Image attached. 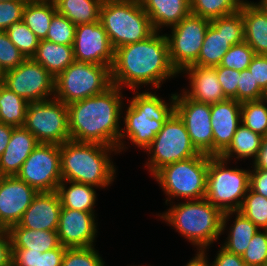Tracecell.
Instances as JSON below:
<instances>
[{
    "instance_id": "obj_46",
    "label": "cell",
    "mask_w": 267,
    "mask_h": 266,
    "mask_svg": "<svg viewBox=\"0 0 267 266\" xmlns=\"http://www.w3.org/2000/svg\"><path fill=\"white\" fill-rule=\"evenodd\" d=\"M248 70L251 72L254 81L267 94V55L255 54Z\"/></svg>"
},
{
    "instance_id": "obj_19",
    "label": "cell",
    "mask_w": 267,
    "mask_h": 266,
    "mask_svg": "<svg viewBox=\"0 0 267 266\" xmlns=\"http://www.w3.org/2000/svg\"><path fill=\"white\" fill-rule=\"evenodd\" d=\"M94 212H84L61 207L57 234L62 246L66 248L93 247L97 224Z\"/></svg>"
},
{
    "instance_id": "obj_13",
    "label": "cell",
    "mask_w": 267,
    "mask_h": 266,
    "mask_svg": "<svg viewBox=\"0 0 267 266\" xmlns=\"http://www.w3.org/2000/svg\"><path fill=\"white\" fill-rule=\"evenodd\" d=\"M244 41V22L240 10L210 21L199 57L193 65L218 66L227 50Z\"/></svg>"
},
{
    "instance_id": "obj_38",
    "label": "cell",
    "mask_w": 267,
    "mask_h": 266,
    "mask_svg": "<svg viewBox=\"0 0 267 266\" xmlns=\"http://www.w3.org/2000/svg\"><path fill=\"white\" fill-rule=\"evenodd\" d=\"M76 25L67 17L56 12L50 22L45 40L56 44L73 45Z\"/></svg>"
},
{
    "instance_id": "obj_2",
    "label": "cell",
    "mask_w": 267,
    "mask_h": 266,
    "mask_svg": "<svg viewBox=\"0 0 267 266\" xmlns=\"http://www.w3.org/2000/svg\"><path fill=\"white\" fill-rule=\"evenodd\" d=\"M122 89L112 85L105 92L67 105L70 138L118 149L123 105Z\"/></svg>"
},
{
    "instance_id": "obj_29",
    "label": "cell",
    "mask_w": 267,
    "mask_h": 266,
    "mask_svg": "<svg viewBox=\"0 0 267 266\" xmlns=\"http://www.w3.org/2000/svg\"><path fill=\"white\" fill-rule=\"evenodd\" d=\"M68 183L69 187H67ZM94 188L97 187L75 181L62 180L57 188L61 206L84 212H95L94 206L97 196Z\"/></svg>"
},
{
    "instance_id": "obj_23",
    "label": "cell",
    "mask_w": 267,
    "mask_h": 266,
    "mask_svg": "<svg viewBox=\"0 0 267 266\" xmlns=\"http://www.w3.org/2000/svg\"><path fill=\"white\" fill-rule=\"evenodd\" d=\"M36 137L24 127L12 130L9 143L0 157V168L5 176H16L22 164L37 147Z\"/></svg>"
},
{
    "instance_id": "obj_47",
    "label": "cell",
    "mask_w": 267,
    "mask_h": 266,
    "mask_svg": "<svg viewBox=\"0 0 267 266\" xmlns=\"http://www.w3.org/2000/svg\"><path fill=\"white\" fill-rule=\"evenodd\" d=\"M39 251L24 248H12L11 266H38Z\"/></svg>"
},
{
    "instance_id": "obj_30",
    "label": "cell",
    "mask_w": 267,
    "mask_h": 266,
    "mask_svg": "<svg viewBox=\"0 0 267 266\" xmlns=\"http://www.w3.org/2000/svg\"><path fill=\"white\" fill-rule=\"evenodd\" d=\"M56 12L53 0H28L23 9L22 20L39 40H45Z\"/></svg>"
},
{
    "instance_id": "obj_42",
    "label": "cell",
    "mask_w": 267,
    "mask_h": 266,
    "mask_svg": "<svg viewBox=\"0 0 267 266\" xmlns=\"http://www.w3.org/2000/svg\"><path fill=\"white\" fill-rule=\"evenodd\" d=\"M26 57L10 41L6 31H0V67L4 71L18 67Z\"/></svg>"
},
{
    "instance_id": "obj_6",
    "label": "cell",
    "mask_w": 267,
    "mask_h": 266,
    "mask_svg": "<svg viewBox=\"0 0 267 266\" xmlns=\"http://www.w3.org/2000/svg\"><path fill=\"white\" fill-rule=\"evenodd\" d=\"M99 20L114 50L146 40L155 32L139 0H104Z\"/></svg>"
},
{
    "instance_id": "obj_11",
    "label": "cell",
    "mask_w": 267,
    "mask_h": 266,
    "mask_svg": "<svg viewBox=\"0 0 267 266\" xmlns=\"http://www.w3.org/2000/svg\"><path fill=\"white\" fill-rule=\"evenodd\" d=\"M23 127L39 143L62 145L71 140L67 105L56 98L29 103Z\"/></svg>"
},
{
    "instance_id": "obj_25",
    "label": "cell",
    "mask_w": 267,
    "mask_h": 266,
    "mask_svg": "<svg viewBox=\"0 0 267 266\" xmlns=\"http://www.w3.org/2000/svg\"><path fill=\"white\" fill-rule=\"evenodd\" d=\"M154 31L173 27L191 13L190 0H139Z\"/></svg>"
},
{
    "instance_id": "obj_21",
    "label": "cell",
    "mask_w": 267,
    "mask_h": 266,
    "mask_svg": "<svg viewBox=\"0 0 267 266\" xmlns=\"http://www.w3.org/2000/svg\"><path fill=\"white\" fill-rule=\"evenodd\" d=\"M61 207L57 191L38 192L18 224L33 230L57 231Z\"/></svg>"
},
{
    "instance_id": "obj_41",
    "label": "cell",
    "mask_w": 267,
    "mask_h": 266,
    "mask_svg": "<svg viewBox=\"0 0 267 266\" xmlns=\"http://www.w3.org/2000/svg\"><path fill=\"white\" fill-rule=\"evenodd\" d=\"M105 261L99 255L98 250L88 248H66L62 266H105Z\"/></svg>"
},
{
    "instance_id": "obj_57",
    "label": "cell",
    "mask_w": 267,
    "mask_h": 266,
    "mask_svg": "<svg viewBox=\"0 0 267 266\" xmlns=\"http://www.w3.org/2000/svg\"><path fill=\"white\" fill-rule=\"evenodd\" d=\"M259 2H261L263 6L267 9V0H260Z\"/></svg>"
},
{
    "instance_id": "obj_16",
    "label": "cell",
    "mask_w": 267,
    "mask_h": 266,
    "mask_svg": "<svg viewBox=\"0 0 267 266\" xmlns=\"http://www.w3.org/2000/svg\"><path fill=\"white\" fill-rule=\"evenodd\" d=\"M175 112L183 120L193 146L199 153L213 156L211 104L175 93Z\"/></svg>"
},
{
    "instance_id": "obj_44",
    "label": "cell",
    "mask_w": 267,
    "mask_h": 266,
    "mask_svg": "<svg viewBox=\"0 0 267 266\" xmlns=\"http://www.w3.org/2000/svg\"><path fill=\"white\" fill-rule=\"evenodd\" d=\"M27 1L15 0L0 2V31H6L12 23L22 20L23 9Z\"/></svg>"
},
{
    "instance_id": "obj_18",
    "label": "cell",
    "mask_w": 267,
    "mask_h": 266,
    "mask_svg": "<svg viewBox=\"0 0 267 266\" xmlns=\"http://www.w3.org/2000/svg\"><path fill=\"white\" fill-rule=\"evenodd\" d=\"M37 194L17 176H6L0 186V229L18 224Z\"/></svg>"
},
{
    "instance_id": "obj_15",
    "label": "cell",
    "mask_w": 267,
    "mask_h": 266,
    "mask_svg": "<svg viewBox=\"0 0 267 266\" xmlns=\"http://www.w3.org/2000/svg\"><path fill=\"white\" fill-rule=\"evenodd\" d=\"M3 84L28 103L54 98L55 78L32 58H26L18 67L5 71Z\"/></svg>"
},
{
    "instance_id": "obj_5",
    "label": "cell",
    "mask_w": 267,
    "mask_h": 266,
    "mask_svg": "<svg viewBox=\"0 0 267 266\" xmlns=\"http://www.w3.org/2000/svg\"><path fill=\"white\" fill-rule=\"evenodd\" d=\"M223 212L205 198L173 205L158 217L172 225L185 239L206 252L222 232ZM208 246V247H207Z\"/></svg>"
},
{
    "instance_id": "obj_51",
    "label": "cell",
    "mask_w": 267,
    "mask_h": 266,
    "mask_svg": "<svg viewBox=\"0 0 267 266\" xmlns=\"http://www.w3.org/2000/svg\"><path fill=\"white\" fill-rule=\"evenodd\" d=\"M12 247L7 230L0 229V266H11Z\"/></svg>"
},
{
    "instance_id": "obj_4",
    "label": "cell",
    "mask_w": 267,
    "mask_h": 266,
    "mask_svg": "<svg viewBox=\"0 0 267 266\" xmlns=\"http://www.w3.org/2000/svg\"><path fill=\"white\" fill-rule=\"evenodd\" d=\"M136 94L128 102L124 120V128L118 143V153L125 150L124 136L127 137L132 144L146 150L156 137V134L163 128L166 120L175 111V94H171L170 104L158 97L152 92H135ZM124 148V149H123Z\"/></svg>"
},
{
    "instance_id": "obj_20",
    "label": "cell",
    "mask_w": 267,
    "mask_h": 266,
    "mask_svg": "<svg viewBox=\"0 0 267 266\" xmlns=\"http://www.w3.org/2000/svg\"><path fill=\"white\" fill-rule=\"evenodd\" d=\"M241 124V102L234 99L211 104L213 156H220L230 145Z\"/></svg>"
},
{
    "instance_id": "obj_22",
    "label": "cell",
    "mask_w": 267,
    "mask_h": 266,
    "mask_svg": "<svg viewBox=\"0 0 267 266\" xmlns=\"http://www.w3.org/2000/svg\"><path fill=\"white\" fill-rule=\"evenodd\" d=\"M189 79V90H182L190 99L197 102L215 104L227 99L223 93L222 86L218 81L215 67H201L192 65L185 68Z\"/></svg>"
},
{
    "instance_id": "obj_56",
    "label": "cell",
    "mask_w": 267,
    "mask_h": 266,
    "mask_svg": "<svg viewBox=\"0 0 267 266\" xmlns=\"http://www.w3.org/2000/svg\"><path fill=\"white\" fill-rule=\"evenodd\" d=\"M5 177L6 176L2 173L1 168H0V186H1V183L3 182Z\"/></svg>"
},
{
    "instance_id": "obj_54",
    "label": "cell",
    "mask_w": 267,
    "mask_h": 266,
    "mask_svg": "<svg viewBox=\"0 0 267 266\" xmlns=\"http://www.w3.org/2000/svg\"><path fill=\"white\" fill-rule=\"evenodd\" d=\"M207 253L205 252H197L195 257L189 260V262L185 266H211L208 262Z\"/></svg>"
},
{
    "instance_id": "obj_39",
    "label": "cell",
    "mask_w": 267,
    "mask_h": 266,
    "mask_svg": "<svg viewBox=\"0 0 267 266\" xmlns=\"http://www.w3.org/2000/svg\"><path fill=\"white\" fill-rule=\"evenodd\" d=\"M254 55L253 49L243 41L232 45L222 57L218 66L235 69L241 72L248 68Z\"/></svg>"
},
{
    "instance_id": "obj_43",
    "label": "cell",
    "mask_w": 267,
    "mask_h": 266,
    "mask_svg": "<svg viewBox=\"0 0 267 266\" xmlns=\"http://www.w3.org/2000/svg\"><path fill=\"white\" fill-rule=\"evenodd\" d=\"M237 85L238 102L260 100L267 97V94L259 87L258 83L254 81L248 68L240 72Z\"/></svg>"
},
{
    "instance_id": "obj_53",
    "label": "cell",
    "mask_w": 267,
    "mask_h": 266,
    "mask_svg": "<svg viewBox=\"0 0 267 266\" xmlns=\"http://www.w3.org/2000/svg\"><path fill=\"white\" fill-rule=\"evenodd\" d=\"M15 127L0 122V157L9 143L12 130Z\"/></svg>"
},
{
    "instance_id": "obj_31",
    "label": "cell",
    "mask_w": 267,
    "mask_h": 266,
    "mask_svg": "<svg viewBox=\"0 0 267 266\" xmlns=\"http://www.w3.org/2000/svg\"><path fill=\"white\" fill-rule=\"evenodd\" d=\"M59 14L67 17L73 24L97 22L104 0H53Z\"/></svg>"
},
{
    "instance_id": "obj_37",
    "label": "cell",
    "mask_w": 267,
    "mask_h": 266,
    "mask_svg": "<svg viewBox=\"0 0 267 266\" xmlns=\"http://www.w3.org/2000/svg\"><path fill=\"white\" fill-rule=\"evenodd\" d=\"M10 41L24 54L31 58L38 47L39 39L23 20L12 23L6 30Z\"/></svg>"
},
{
    "instance_id": "obj_17",
    "label": "cell",
    "mask_w": 267,
    "mask_h": 266,
    "mask_svg": "<svg viewBox=\"0 0 267 266\" xmlns=\"http://www.w3.org/2000/svg\"><path fill=\"white\" fill-rule=\"evenodd\" d=\"M72 46L75 61L110 67L113 64L114 49L100 20L76 25Z\"/></svg>"
},
{
    "instance_id": "obj_10",
    "label": "cell",
    "mask_w": 267,
    "mask_h": 266,
    "mask_svg": "<svg viewBox=\"0 0 267 266\" xmlns=\"http://www.w3.org/2000/svg\"><path fill=\"white\" fill-rule=\"evenodd\" d=\"M145 151L150 154L145 165L152 176L165 165L200 154L193 146L183 120L175 111Z\"/></svg>"
},
{
    "instance_id": "obj_49",
    "label": "cell",
    "mask_w": 267,
    "mask_h": 266,
    "mask_svg": "<svg viewBox=\"0 0 267 266\" xmlns=\"http://www.w3.org/2000/svg\"><path fill=\"white\" fill-rule=\"evenodd\" d=\"M66 247L60 246L55 249L39 254L38 266H62V260Z\"/></svg>"
},
{
    "instance_id": "obj_27",
    "label": "cell",
    "mask_w": 267,
    "mask_h": 266,
    "mask_svg": "<svg viewBox=\"0 0 267 266\" xmlns=\"http://www.w3.org/2000/svg\"><path fill=\"white\" fill-rule=\"evenodd\" d=\"M31 58L41 64L54 78L75 61L72 45L56 44L48 40L39 41Z\"/></svg>"
},
{
    "instance_id": "obj_55",
    "label": "cell",
    "mask_w": 267,
    "mask_h": 266,
    "mask_svg": "<svg viewBox=\"0 0 267 266\" xmlns=\"http://www.w3.org/2000/svg\"><path fill=\"white\" fill-rule=\"evenodd\" d=\"M5 71L0 67V82H4Z\"/></svg>"
},
{
    "instance_id": "obj_48",
    "label": "cell",
    "mask_w": 267,
    "mask_h": 266,
    "mask_svg": "<svg viewBox=\"0 0 267 266\" xmlns=\"http://www.w3.org/2000/svg\"><path fill=\"white\" fill-rule=\"evenodd\" d=\"M250 189L267 199V169L250 170Z\"/></svg>"
},
{
    "instance_id": "obj_32",
    "label": "cell",
    "mask_w": 267,
    "mask_h": 266,
    "mask_svg": "<svg viewBox=\"0 0 267 266\" xmlns=\"http://www.w3.org/2000/svg\"><path fill=\"white\" fill-rule=\"evenodd\" d=\"M263 136L253 132L242 123L238 126L233 139L228 148L220 155L225 160H233V157L247 159L252 157L254 160L260 149ZM232 157V158H231ZM231 158V159H230Z\"/></svg>"
},
{
    "instance_id": "obj_50",
    "label": "cell",
    "mask_w": 267,
    "mask_h": 266,
    "mask_svg": "<svg viewBox=\"0 0 267 266\" xmlns=\"http://www.w3.org/2000/svg\"><path fill=\"white\" fill-rule=\"evenodd\" d=\"M218 252L211 266H247L240 255L228 252L223 247Z\"/></svg>"
},
{
    "instance_id": "obj_7",
    "label": "cell",
    "mask_w": 267,
    "mask_h": 266,
    "mask_svg": "<svg viewBox=\"0 0 267 266\" xmlns=\"http://www.w3.org/2000/svg\"><path fill=\"white\" fill-rule=\"evenodd\" d=\"M209 160V155L200 153L165 165L153 175L169 198L165 201L166 205L178 197L184 198V201L205 198Z\"/></svg>"
},
{
    "instance_id": "obj_14",
    "label": "cell",
    "mask_w": 267,
    "mask_h": 266,
    "mask_svg": "<svg viewBox=\"0 0 267 266\" xmlns=\"http://www.w3.org/2000/svg\"><path fill=\"white\" fill-rule=\"evenodd\" d=\"M16 176L38 192L57 191L63 180L60 145L39 143Z\"/></svg>"
},
{
    "instance_id": "obj_35",
    "label": "cell",
    "mask_w": 267,
    "mask_h": 266,
    "mask_svg": "<svg viewBox=\"0 0 267 266\" xmlns=\"http://www.w3.org/2000/svg\"><path fill=\"white\" fill-rule=\"evenodd\" d=\"M267 97L241 103V123L262 136L267 135Z\"/></svg>"
},
{
    "instance_id": "obj_1",
    "label": "cell",
    "mask_w": 267,
    "mask_h": 266,
    "mask_svg": "<svg viewBox=\"0 0 267 266\" xmlns=\"http://www.w3.org/2000/svg\"><path fill=\"white\" fill-rule=\"evenodd\" d=\"M110 69L112 85L132 91L145 84L159 89L163 81L178 75L169 59L166 34L158 31L146 40L115 49Z\"/></svg>"
},
{
    "instance_id": "obj_40",
    "label": "cell",
    "mask_w": 267,
    "mask_h": 266,
    "mask_svg": "<svg viewBox=\"0 0 267 266\" xmlns=\"http://www.w3.org/2000/svg\"><path fill=\"white\" fill-rule=\"evenodd\" d=\"M241 257L247 266L267 264V229H259Z\"/></svg>"
},
{
    "instance_id": "obj_36",
    "label": "cell",
    "mask_w": 267,
    "mask_h": 266,
    "mask_svg": "<svg viewBox=\"0 0 267 266\" xmlns=\"http://www.w3.org/2000/svg\"><path fill=\"white\" fill-rule=\"evenodd\" d=\"M259 229H267V199L250 188L239 209Z\"/></svg>"
},
{
    "instance_id": "obj_12",
    "label": "cell",
    "mask_w": 267,
    "mask_h": 266,
    "mask_svg": "<svg viewBox=\"0 0 267 266\" xmlns=\"http://www.w3.org/2000/svg\"><path fill=\"white\" fill-rule=\"evenodd\" d=\"M209 25L210 20L190 13L166 34L169 59L178 74L197 61Z\"/></svg>"
},
{
    "instance_id": "obj_33",
    "label": "cell",
    "mask_w": 267,
    "mask_h": 266,
    "mask_svg": "<svg viewBox=\"0 0 267 266\" xmlns=\"http://www.w3.org/2000/svg\"><path fill=\"white\" fill-rule=\"evenodd\" d=\"M28 102L4 84L0 86V122L13 127H23Z\"/></svg>"
},
{
    "instance_id": "obj_45",
    "label": "cell",
    "mask_w": 267,
    "mask_h": 266,
    "mask_svg": "<svg viewBox=\"0 0 267 266\" xmlns=\"http://www.w3.org/2000/svg\"><path fill=\"white\" fill-rule=\"evenodd\" d=\"M216 74L225 97L237 101V84L239 82L240 71L223 66H216Z\"/></svg>"
},
{
    "instance_id": "obj_28",
    "label": "cell",
    "mask_w": 267,
    "mask_h": 266,
    "mask_svg": "<svg viewBox=\"0 0 267 266\" xmlns=\"http://www.w3.org/2000/svg\"><path fill=\"white\" fill-rule=\"evenodd\" d=\"M235 215V220H233L229 228L228 237L225 243L222 245L228 252L242 255L247 249L249 242L253 236L259 231V228L252 223L247 217H245L239 211H229L223 214L222 219V232L225 231L227 222L230 221V216ZM227 220V221H226Z\"/></svg>"
},
{
    "instance_id": "obj_24",
    "label": "cell",
    "mask_w": 267,
    "mask_h": 266,
    "mask_svg": "<svg viewBox=\"0 0 267 266\" xmlns=\"http://www.w3.org/2000/svg\"><path fill=\"white\" fill-rule=\"evenodd\" d=\"M244 41L255 54L267 55V9L261 2L243 1Z\"/></svg>"
},
{
    "instance_id": "obj_34",
    "label": "cell",
    "mask_w": 267,
    "mask_h": 266,
    "mask_svg": "<svg viewBox=\"0 0 267 266\" xmlns=\"http://www.w3.org/2000/svg\"><path fill=\"white\" fill-rule=\"evenodd\" d=\"M244 0H190L191 13L213 20L240 10Z\"/></svg>"
},
{
    "instance_id": "obj_52",
    "label": "cell",
    "mask_w": 267,
    "mask_h": 266,
    "mask_svg": "<svg viewBox=\"0 0 267 266\" xmlns=\"http://www.w3.org/2000/svg\"><path fill=\"white\" fill-rule=\"evenodd\" d=\"M253 164L254 169H267V135L263 136L260 149Z\"/></svg>"
},
{
    "instance_id": "obj_3",
    "label": "cell",
    "mask_w": 267,
    "mask_h": 266,
    "mask_svg": "<svg viewBox=\"0 0 267 266\" xmlns=\"http://www.w3.org/2000/svg\"><path fill=\"white\" fill-rule=\"evenodd\" d=\"M118 149L98 143L69 140L60 145L63 180L108 187L115 179L116 167L110 155Z\"/></svg>"
},
{
    "instance_id": "obj_26",
    "label": "cell",
    "mask_w": 267,
    "mask_h": 266,
    "mask_svg": "<svg viewBox=\"0 0 267 266\" xmlns=\"http://www.w3.org/2000/svg\"><path fill=\"white\" fill-rule=\"evenodd\" d=\"M7 231L12 248L45 252L61 246L57 231L33 230L23 228L19 224L11 226Z\"/></svg>"
},
{
    "instance_id": "obj_9",
    "label": "cell",
    "mask_w": 267,
    "mask_h": 266,
    "mask_svg": "<svg viewBox=\"0 0 267 266\" xmlns=\"http://www.w3.org/2000/svg\"><path fill=\"white\" fill-rule=\"evenodd\" d=\"M110 68L74 61L55 78L54 98L68 105L105 92L112 86Z\"/></svg>"
},
{
    "instance_id": "obj_58",
    "label": "cell",
    "mask_w": 267,
    "mask_h": 266,
    "mask_svg": "<svg viewBox=\"0 0 267 266\" xmlns=\"http://www.w3.org/2000/svg\"><path fill=\"white\" fill-rule=\"evenodd\" d=\"M5 1H15V0H0L1 3Z\"/></svg>"
},
{
    "instance_id": "obj_8",
    "label": "cell",
    "mask_w": 267,
    "mask_h": 266,
    "mask_svg": "<svg viewBox=\"0 0 267 266\" xmlns=\"http://www.w3.org/2000/svg\"><path fill=\"white\" fill-rule=\"evenodd\" d=\"M227 160L210 156L205 199L223 213L239 211L250 188V170L228 168Z\"/></svg>"
}]
</instances>
